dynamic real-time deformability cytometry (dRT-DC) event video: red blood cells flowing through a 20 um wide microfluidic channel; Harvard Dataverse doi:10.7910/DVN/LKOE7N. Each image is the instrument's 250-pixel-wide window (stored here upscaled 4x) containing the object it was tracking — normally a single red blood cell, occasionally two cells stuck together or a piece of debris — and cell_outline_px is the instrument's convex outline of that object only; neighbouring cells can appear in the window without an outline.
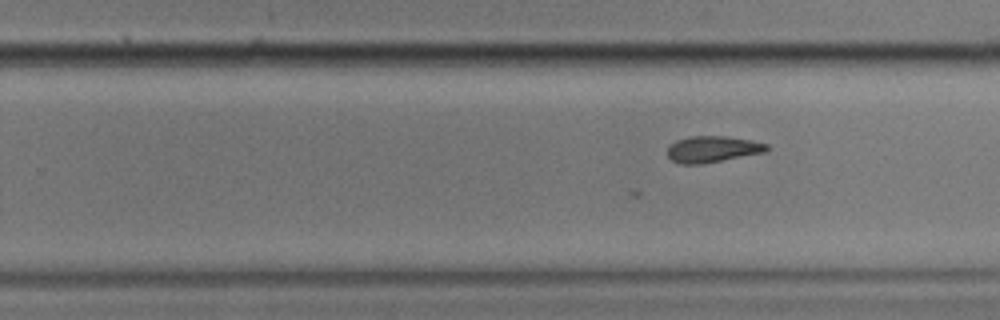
{"species": "common noctule bat (a hibernating species)", "species_latin": "Nyctalus noctula", "temperature_condition": "cold", "stored_images_in_passage": 21, "camera_frame_rate_fps": 3000, "um_per_image_px": 0.085, "animal": {"sex": "male", "body_mass_g": 17.9}, "frame": {"image": 1, "passage_image": 18, "time_ms": 5.667, "image_size_px": [1000, 320], "cell_outline_px": [[768, 148], [764, 152], [700, 164], [680, 164], [672, 160], [668, 156], [668, 144], [676, 140], [688, 136], [728, 136], [752, 140], [768, 144]], "centroid_in_image_um": [60.52, 12.66], "position_along_channel_um": 269.3, "area_um2": 15.2}}